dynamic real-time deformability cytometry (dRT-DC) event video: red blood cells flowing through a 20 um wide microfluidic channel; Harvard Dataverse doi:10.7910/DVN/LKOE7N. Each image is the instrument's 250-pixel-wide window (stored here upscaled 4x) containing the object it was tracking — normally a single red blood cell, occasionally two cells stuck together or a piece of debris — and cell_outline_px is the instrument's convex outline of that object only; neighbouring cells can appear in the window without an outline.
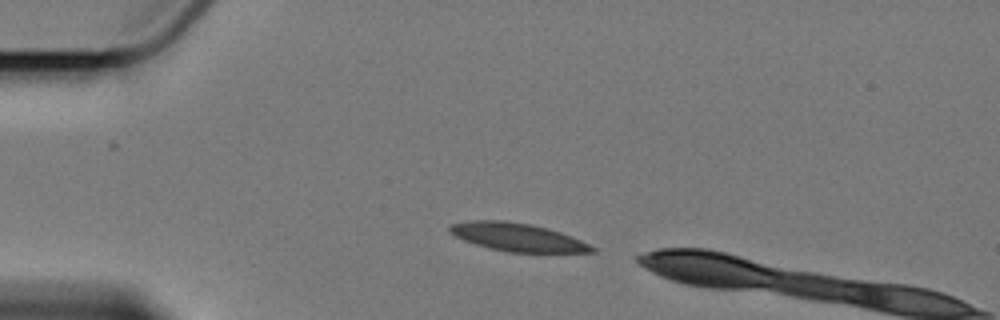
{"species": "Egyptian fruit bat (a non-hibernating species)", "species_latin": "Rousettus aegyptiacus", "temperature_condition": "cold", "stored_images_in_passage": 2, "camera_frame_rate_fps": 3000, "um_per_image_px": 0.085, "animal": {"sex": "female"}, "frame": {"image": 1, "passage_image": 1, "time_ms": 0.0, "image_size_px": [1000, 320], "cell_outline_px": [[596, 252], [508, 252], [488, 248], [464, 240], [448, 232], [448, 228], [452, 224], [472, 220], [504, 220], [532, 224], [548, 228], [560, 232], [580, 240], [596, 248]], "centroid_in_image_um": [43.97, 20.15], "position_along_channel_um": 41.0, "area_um2": 23.18}}